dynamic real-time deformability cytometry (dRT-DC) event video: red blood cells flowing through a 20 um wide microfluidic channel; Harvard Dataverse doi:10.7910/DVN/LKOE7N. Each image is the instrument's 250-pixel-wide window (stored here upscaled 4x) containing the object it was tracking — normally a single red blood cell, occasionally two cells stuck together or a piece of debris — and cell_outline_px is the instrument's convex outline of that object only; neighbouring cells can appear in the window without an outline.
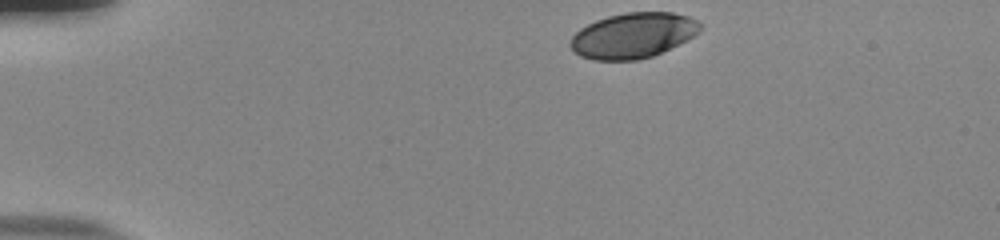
{"species": "human", "species_latin": "Homo sapiens", "temperature_condition": "room temperature", "stored_images_in_passage": 38, "camera_frame_rate_fps": 3000, "um_per_image_px": 0.085, "donor": {"sex": "male"}, "frame": {"image": 1, "passage_image": 1, "time_ms": 0.0, "image_size_px": [1000, 240], "cell_outline_px": [[700, 32], [652, 56], [636, 60], [592, 60], [580, 56], [568, 44], [572, 36], [580, 28], [596, 20], [608, 16], [624, 12], [672, 12], [688, 16], [696, 20], [700, 24]], "centroid_in_image_um": [53.76, 3.0], "position_along_channel_um": 31.2, "area_um2": 33.99}}
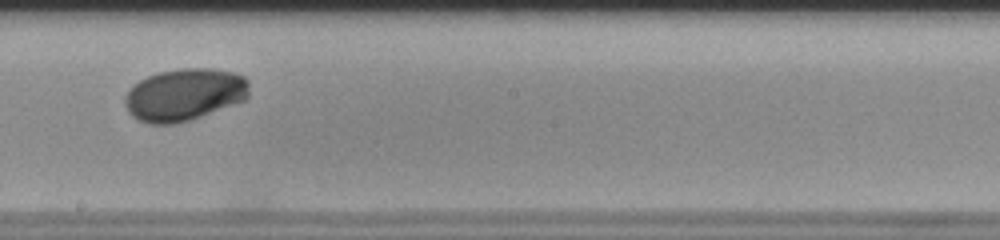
{"frame": {"image": 2, "passage_image": 23, "time_ms": 7.333, "image_size_px": [1000, 240], "cell_outline_px": [[248, 96], [244, 100], [200, 116], [176, 124], [148, 124], [132, 116], [128, 112], [124, 104], [124, 96], [140, 80], [148, 76], [160, 72], [180, 68], [212, 68], [236, 72], [244, 76], [248, 80]], "centroid_in_image_um": [15.67, 8.03], "position_along_channel_um": 232.5, "area_um2": 37.74}}
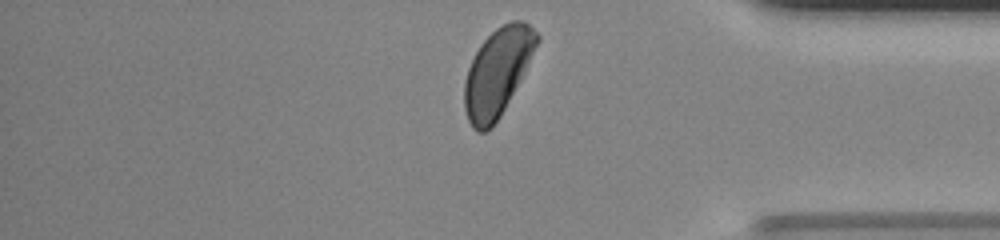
{"frame": {"image": 3, "passage_image": 37, "time_ms": 12.0, "image_size_px": [1000, 240], "cell_outline_px": [[540, 40], [524, 72], [500, 116], [492, 128], [484, 132], [476, 132], [472, 128], [468, 120], [464, 108], [464, 80], [468, 68], [480, 44], [496, 28], [512, 20], [524, 20], [540, 36]], "centroid_in_image_um": [42.27, 6.14], "position_along_channel_um": 392.9, "area_um2": 36.7}, "authors_computed_cell_mechanics": {"area_um2": 36.8186, "velocity_mm_per_s": 3.7648, "shape_relaxation_time_tau1_ms": 2.8726, "shape_relaxation_time_tau2_ms": null, "deformation_change_tau1": 0.114, "deformation_change_tau2": null}}